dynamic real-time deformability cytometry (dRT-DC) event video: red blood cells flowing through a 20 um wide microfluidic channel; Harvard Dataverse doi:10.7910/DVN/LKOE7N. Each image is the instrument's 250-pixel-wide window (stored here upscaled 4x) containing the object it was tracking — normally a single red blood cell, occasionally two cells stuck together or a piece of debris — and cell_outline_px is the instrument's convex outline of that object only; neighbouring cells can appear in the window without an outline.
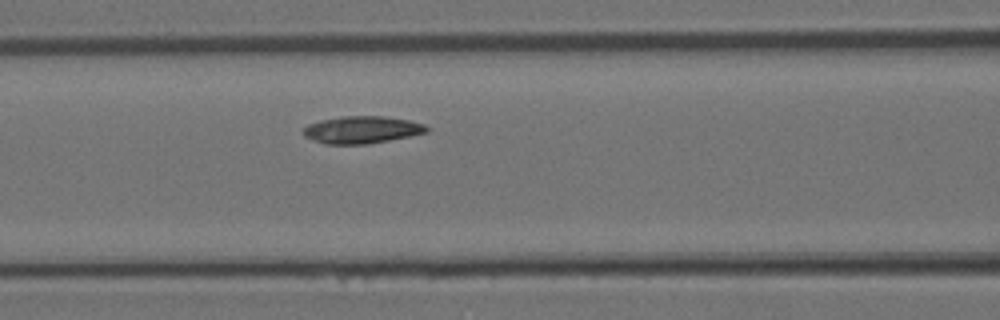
{"species": "Egyptian fruit bat (a non-hibernating species)", "species_latin": "Rousettus aegyptiacus", "temperature_condition": "room temperature", "stored_images_in_passage": 4, "camera_frame_rate_fps": 3000, "um_per_image_px": 0.085, "animal": {"sex": "female"}, "frame": {"image": 1, "passage_image": 4, "time_ms": 1.0, "image_size_px": [1000, 320], "cell_outline_px": [[428, 132], [368, 144], [328, 144], [304, 136], [304, 128], [308, 124], [320, 120], [344, 116], [388, 116], [408, 120], [424, 124], [428, 128]], "centroid_in_image_um": [30.77, 11.02], "position_along_channel_um": 135.8, "area_um2": 19.36}}